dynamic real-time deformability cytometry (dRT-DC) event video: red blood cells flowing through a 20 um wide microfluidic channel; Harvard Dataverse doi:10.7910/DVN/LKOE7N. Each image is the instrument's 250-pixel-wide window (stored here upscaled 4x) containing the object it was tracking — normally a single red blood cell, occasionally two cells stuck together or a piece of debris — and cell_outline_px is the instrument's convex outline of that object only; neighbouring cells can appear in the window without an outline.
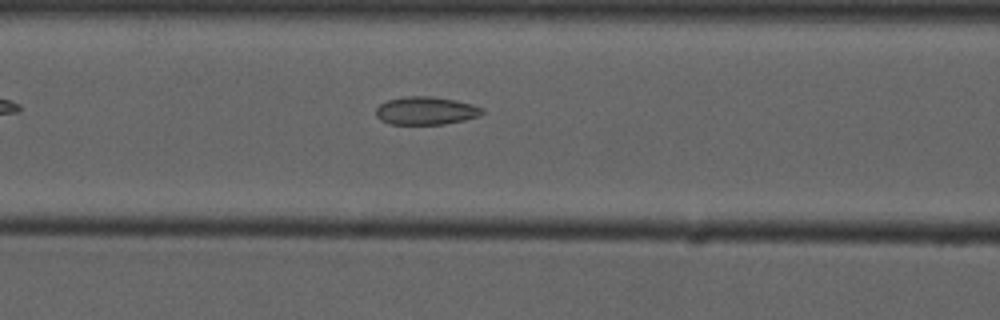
{"species": "common noctule bat (a hibernating species)", "species_latin": "Nyctalus noctula", "temperature_condition": "cold", "stored_images_in_passage": 8, "camera_frame_rate_fps": 3000, "um_per_image_px": 0.085, "animal": {"sex": "male", "forearm_length_mm": 52.5}, "frame": {"image": 1, "passage_image": 8, "time_ms": 8.667, "image_size_px": [1000, 320], "cell_outline_px": [[484, 112], [480, 116], [464, 120], [444, 124], [388, 124], [380, 120], [376, 116], [376, 108], [380, 104], [388, 100], [404, 96], [432, 96], [456, 100], [472, 104], [484, 108]], "centroid_in_image_um": [36.21, 9.41], "position_along_channel_um": 130.4, "area_um2": 17.51}}